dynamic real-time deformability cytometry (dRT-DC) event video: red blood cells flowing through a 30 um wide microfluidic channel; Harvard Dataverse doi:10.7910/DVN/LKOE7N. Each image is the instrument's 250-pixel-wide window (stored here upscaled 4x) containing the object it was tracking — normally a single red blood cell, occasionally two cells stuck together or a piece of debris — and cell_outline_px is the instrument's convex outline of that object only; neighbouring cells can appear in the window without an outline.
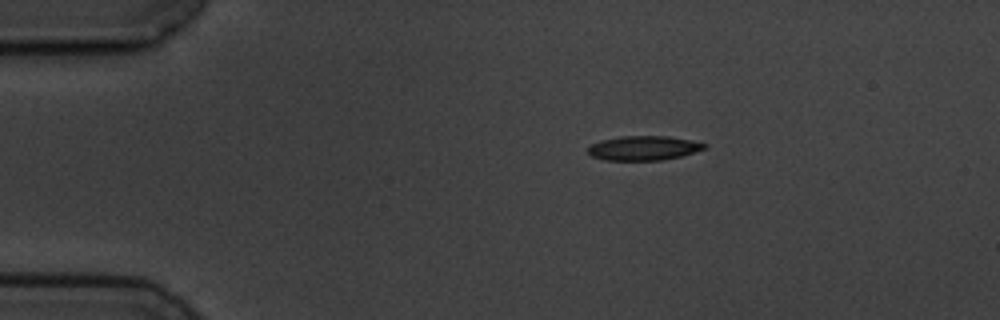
{"species": "common noctule bat (a hibernating species)", "species_latin": "Nyctalus noctula", "temperature_condition": "cold", "stored_images_in_passage": 2, "camera_frame_rate_fps": 3000, "um_per_image_px": 0.085, "animal": {"sex": "male", "body_mass_g": 19.5, "forearm_length_mm": 54.6}, "frame": {"image": 1, "passage_image": 1, "time_ms": 0.0, "image_size_px": [1000, 320], "cell_outline_px": [[708, 148], [680, 156], [660, 160], [604, 160], [592, 156], [588, 152], [588, 148], [592, 144], [600, 140], [620, 136], [668, 136], [692, 140], [708, 144]], "centroid_in_image_um": [54.73, 12.58], "position_along_channel_um": 30.3, "area_um2": 16.59}}